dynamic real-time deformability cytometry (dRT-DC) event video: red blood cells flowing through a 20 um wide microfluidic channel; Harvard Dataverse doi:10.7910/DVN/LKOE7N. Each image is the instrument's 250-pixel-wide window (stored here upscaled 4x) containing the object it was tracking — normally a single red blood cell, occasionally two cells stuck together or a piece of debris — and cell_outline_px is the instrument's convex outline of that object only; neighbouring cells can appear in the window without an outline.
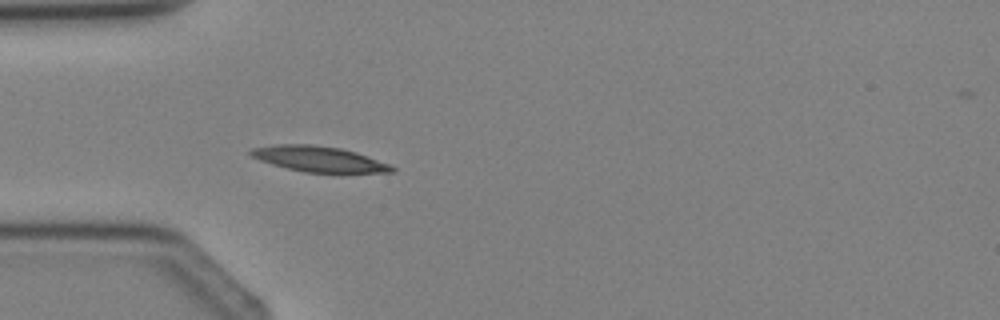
{"species": "Egyptian fruit bat (a non-hibernating species)", "species_latin": "Rousettus aegyptiacus", "temperature_condition": "cold", "stored_images_in_passage": 4, "camera_frame_rate_fps": 3000, "um_per_image_px": 0.085, "animal": {"sex": "female"}, "frame": {"image": 1, "passage_image": 4, "time_ms": 3.333, "image_size_px": [1000, 320], "cell_outline_px": [[396, 172], [304, 172], [272, 164], [260, 160], [252, 156], [248, 152], [252, 148], [276, 144], [312, 144], [340, 148], [356, 152], [392, 164], [396, 168]], "centroid_in_image_um": [27.14, 13.5], "position_along_channel_um": 57.9, "area_um2": 20.92}}